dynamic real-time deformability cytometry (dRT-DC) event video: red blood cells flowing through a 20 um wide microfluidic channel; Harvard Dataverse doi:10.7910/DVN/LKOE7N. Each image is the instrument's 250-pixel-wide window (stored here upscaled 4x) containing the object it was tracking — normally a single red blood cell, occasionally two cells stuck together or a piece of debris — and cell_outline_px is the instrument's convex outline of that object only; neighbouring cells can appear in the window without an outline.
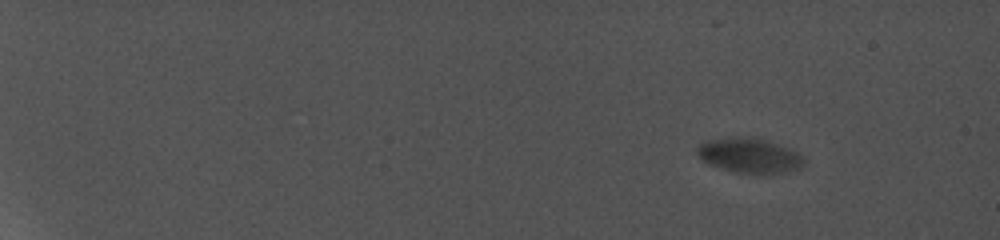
{"species": "common noctule bat (a hibernating species)", "species_latin": "Nyctalus noctula", "temperature_condition": "cold", "stored_images_in_passage": 23, "camera_frame_rate_fps": 5000, "um_per_image_px": 0.085, "animal": {"sex": "female", "body_mass_g": 19.0, "forearm_length_mm": 56.7}, "frame": {"image": 1, "passage_image": 4, "time_ms": 2.6, "image_size_px": [1000, 240], "cell_outline_px": [[796, 160], [788, 164], [764, 168], [732, 168], [708, 160], [700, 152], [700, 144], [724, 140], [760, 140], [788, 152], [796, 156]], "centroid_in_image_um": [63.39, 13.09], "position_along_channel_um": 21.6, "area_um2": 14.97}}
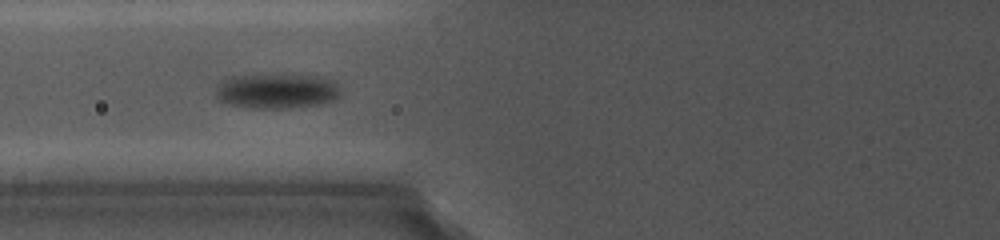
{"frame": {"image": 2, "passage_image": 13, "time_ms": 10.4, "image_size_px": [1000, 240], "cell_outline_px": [[336, 96], [332, 100], [316, 104], [284, 108], [256, 108], [236, 104], [224, 100], [220, 96], [220, 92], [224, 84], [228, 80], [252, 72], [284, 72], [320, 76], [332, 80], [336, 88]], "centroid_in_image_um": [23.63, 7.65], "position_along_channel_um": 102.2, "area_um2": 24.8}}
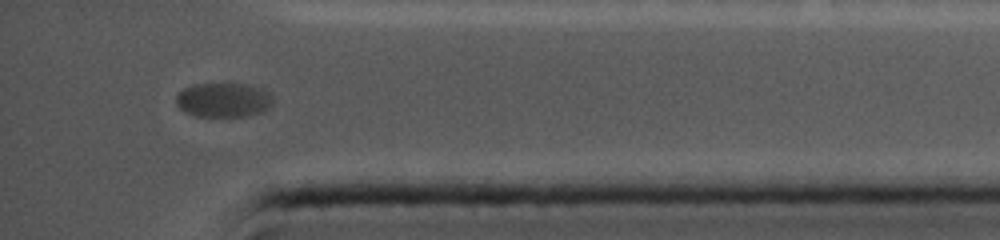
{"frame": {"image": 3, "passage_image": 23, "time_ms": 19.2, "image_size_px": [1000, 240], "cell_outline_px": [[272, 100], [260, 112], [240, 116], [196, 116], [180, 108], [176, 100], [176, 96], [184, 88], [196, 84], [252, 84], [264, 88], [272, 96]], "centroid_in_image_um": [18.99, 8.47], "position_along_channel_um": 416.2, "area_um2": 18.96}}